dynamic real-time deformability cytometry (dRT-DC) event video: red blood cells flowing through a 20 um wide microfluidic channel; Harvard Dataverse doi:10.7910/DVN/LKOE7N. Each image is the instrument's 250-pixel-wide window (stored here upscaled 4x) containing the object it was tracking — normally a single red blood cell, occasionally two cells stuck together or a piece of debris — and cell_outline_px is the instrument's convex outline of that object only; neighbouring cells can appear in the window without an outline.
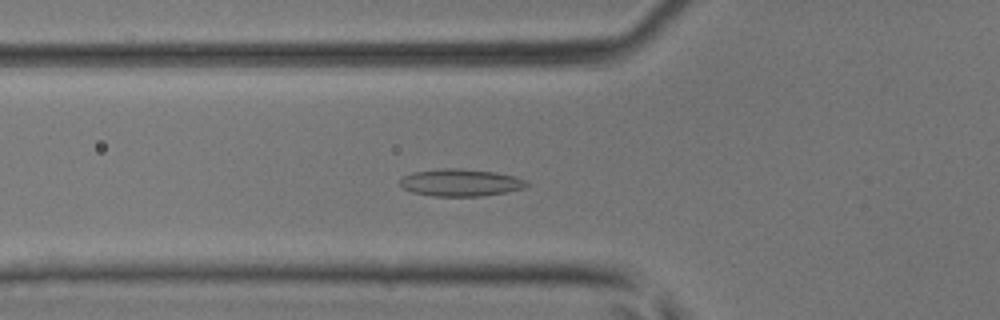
{"species": "common noctule bat (a hibernating species)", "species_latin": "Nyctalus noctula", "temperature_condition": "room temperature", "stored_images_in_passage": 35, "camera_frame_rate_fps": 3000, "um_per_image_px": 0.085, "animal": {"sex": "male", "body_mass_g": 17.9, "forearm_length_mm": 54.2}, "frame": {"image": 1, "passage_image": 4, "time_ms": 1.0, "image_size_px": [1000, 320], "cell_outline_px": [[528, 184], [524, 188], [504, 192], [480, 196], [432, 196], [412, 192], [404, 188], [400, 184], [400, 180], [404, 176], [412, 172], [440, 168], [460, 168], [496, 172], [516, 176], [528, 180]], "centroid_in_image_um": [39.16, 15.51], "position_along_channel_um": 86.6, "area_um2": 20.17}}
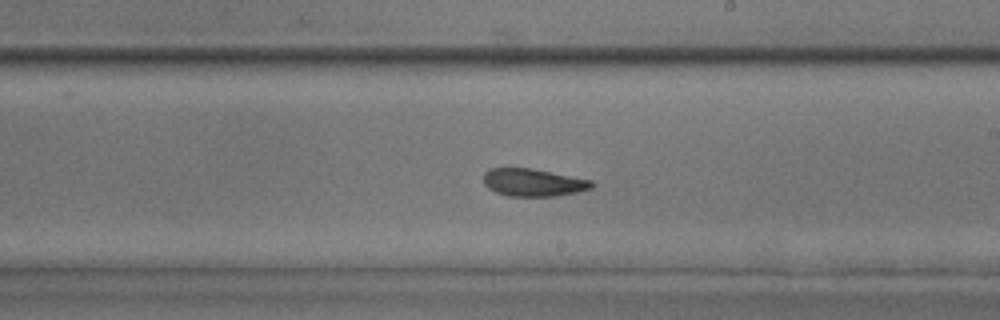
{"frame": {"image": 2, "passage_image": 15, "time_ms": 4.667, "image_size_px": [1000, 320], "cell_outline_px": [[596, 184], [592, 188], [576, 192], [556, 196], [508, 196], [496, 192], [488, 188], [484, 184], [484, 172], [488, 168], [532, 168], [592, 180]], "centroid_in_image_um": [45.33, 15.5], "position_along_channel_um": 243.7, "area_um2": 17.51}}
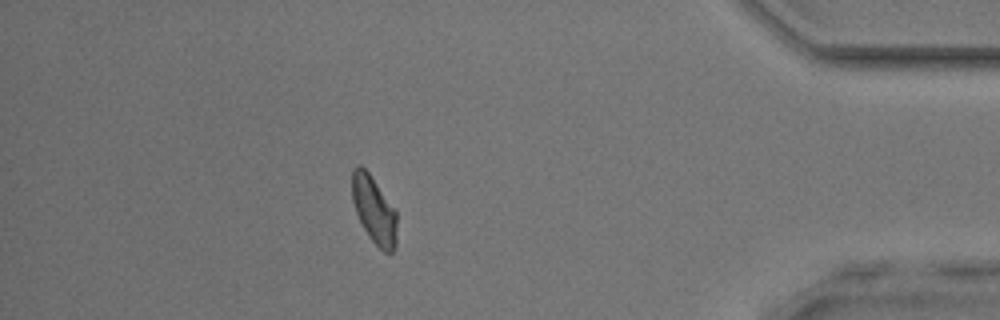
{"frame": {"image": 3, "passage_image": 29, "time_ms": 9.333, "image_size_px": [1000, 320], "cell_outline_px": [[396, 248], [392, 252], [384, 252], [368, 236], [356, 212], [352, 200], [352, 168], [356, 164], [360, 164], [368, 172], [396, 212]], "centroid_in_image_um": [31.77, 17.84], "position_along_channel_um": 403.4, "area_um2": 17.28}}